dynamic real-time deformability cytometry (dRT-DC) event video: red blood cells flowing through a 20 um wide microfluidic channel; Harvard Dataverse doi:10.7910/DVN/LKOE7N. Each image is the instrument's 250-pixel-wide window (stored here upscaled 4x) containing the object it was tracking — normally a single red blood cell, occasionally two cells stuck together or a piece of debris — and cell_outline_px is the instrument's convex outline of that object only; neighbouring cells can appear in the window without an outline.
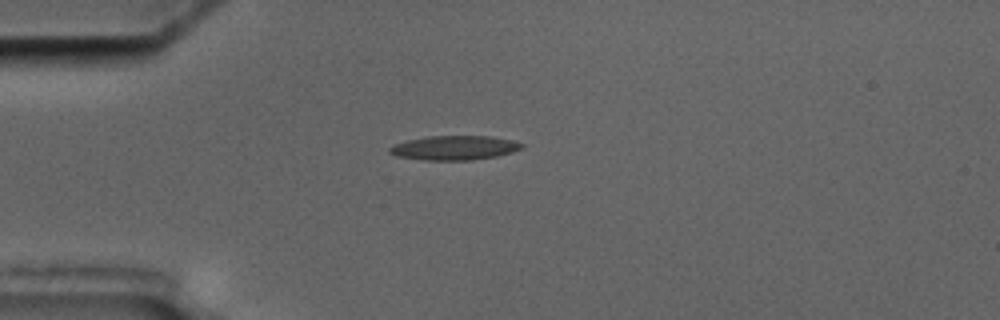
{"species": "common noctule bat (a hibernating species)", "species_latin": "Nyctalus noctula", "temperature_condition": "cold", "stored_images_in_passage": 8, "camera_frame_rate_fps": 3000, "um_per_image_px": 0.085, "animal": {"sex": "male", "body_mass_g": 17.5, "forearm_length_mm": 52.3}, "frame": {"image": 1, "passage_image": 1, "time_ms": 0.0, "image_size_px": [1000, 320], "cell_outline_px": [[524, 148], [512, 152], [496, 156], [472, 160], [424, 160], [396, 156], [388, 152], [388, 148], [392, 144], [408, 140], [428, 136], [488, 136], [512, 140], [524, 144]], "centroid_in_image_um": [38.6, 12.56], "position_along_channel_um": 46.4, "area_um2": 18.79}}
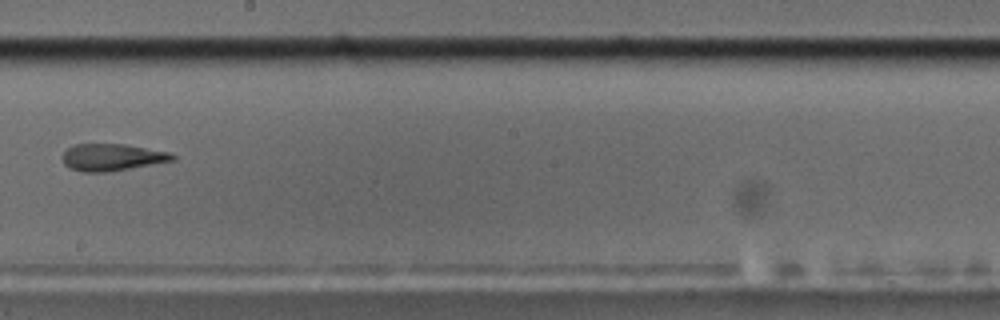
{"frame": {"image": 2, "passage_image": 6, "time_ms": 6.0, "image_size_px": [1000, 320], "cell_outline_px": [[176, 160], [112, 172], [80, 172], [68, 168], [64, 164], [60, 156], [72, 144], [124, 144], [168, 152], [176, 156]], "centroid_in_image_um": [9.48, 13.38], "position_along_channel_um": 238.7, "area_um2": 17.63}}
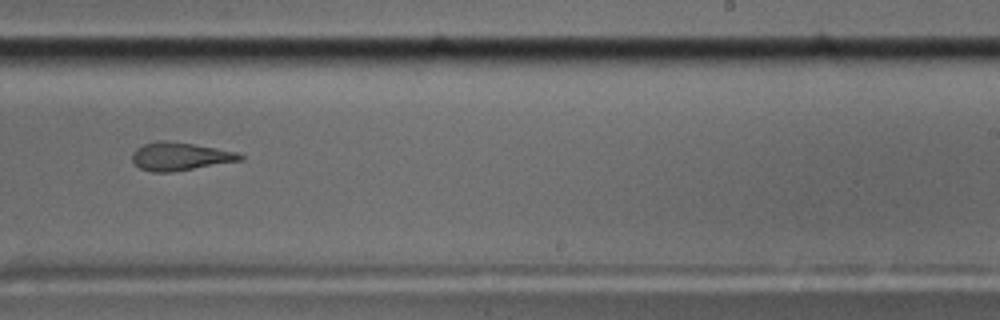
{"frame": {"image": 3, "passage_image": 7, "time_ms": 7.0, "image_size_px": [1000, 320], "cell_outline_px": [[244, 160], [172, 172], [152, 172], [140, 168], [132, 160], [132, 152], [136, 148], [144, 144], [156, 140], [168, 140], [196, 144], [236, 152], [244, 156]], "centroid_in_image_um": [15.3, 13.28], "position_along_channel_um": 273.7, "area_um2": 17.8}}